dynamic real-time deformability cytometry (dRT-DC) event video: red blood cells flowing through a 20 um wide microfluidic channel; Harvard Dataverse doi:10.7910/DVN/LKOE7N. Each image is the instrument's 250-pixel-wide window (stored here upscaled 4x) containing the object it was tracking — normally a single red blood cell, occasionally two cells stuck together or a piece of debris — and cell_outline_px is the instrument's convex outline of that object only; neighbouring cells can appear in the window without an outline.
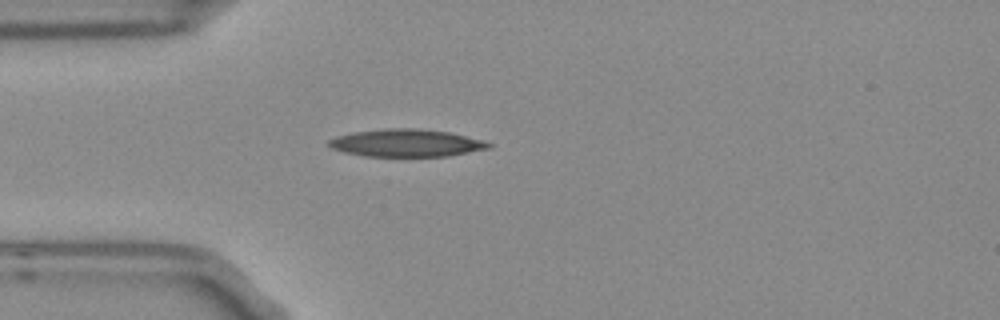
{"species": "Egyptian fruit bat (a non-hibernating species)", "species_latin": "Rousettus aegyptiacus", "temperature_condition": "room temperature", "stored_images_in_passage": 4, "camera_frame_rate_fps": 3000, "um_per_image_px": 0.085, "frame": {"image": 1, "passage_image": 4, "time_ms": 1.0, "image_size_px": [1000, 320], "cell_outline_px": [[492, 148], [448, 156], [364, 156], [344, 152], [332, 148], [328, 144], [328, 140], [336, 136], [352, 132], [384, 128], [420, 128], [448, 132], [484, 140], [492, 144]], "centroid_in_image_um": [34.55, 12.15], "position_along_channel_um": 50.5, "area_um2": 25.78}}